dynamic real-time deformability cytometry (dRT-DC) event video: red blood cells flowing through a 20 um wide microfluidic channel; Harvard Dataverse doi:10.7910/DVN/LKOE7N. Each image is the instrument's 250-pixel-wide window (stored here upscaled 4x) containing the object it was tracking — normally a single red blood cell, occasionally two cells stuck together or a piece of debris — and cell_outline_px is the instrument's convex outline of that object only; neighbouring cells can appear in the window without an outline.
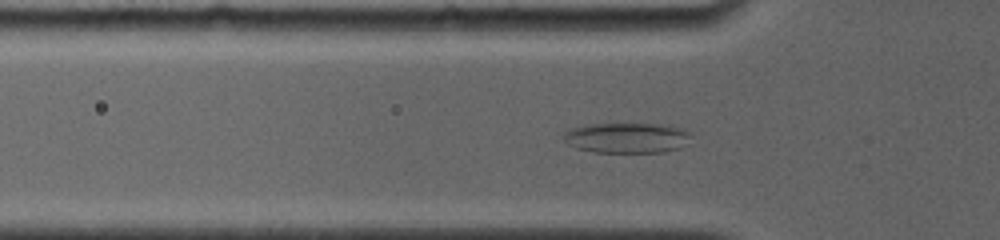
{"species": "common noctule bat (a hibernating species)", "species_latin": "Nyctalus noctula", "temperature_condition": "room temperature", "stored_images_in_passage": 26, "camera_frame_rate_fps": 4000, "um_per_image_px": 0.085, "animal": {"sex": "female", "body_mass_g": 19.0, "forearm_length_mm": 56.7}, "frame": {"image": 1, "passage_image": 11, "time_ms": 4.75, "image_size_px": [1000, 240], "cell_outline_px": [[692, 136], [688, 144], [680, 148], [660, 152], [592, 152], [576, 148], [568, 144], [564, 140], [564, 132], [568, 128], [584, 124], [660, 124], [684, 128]], "centroid_in_image_um": [53.28, 11.71], "position_along_channel_um": 72.5, "area_um2": 22.83}}
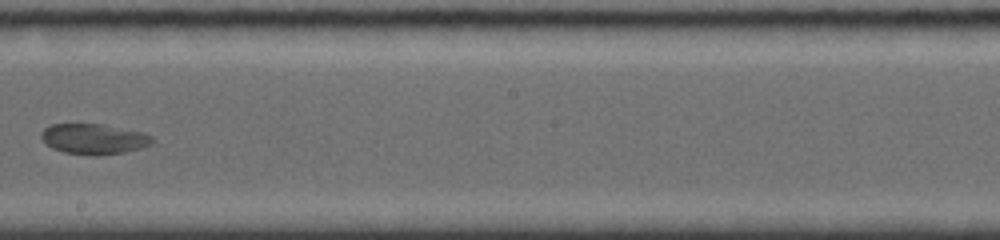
{"frame": {"image": 2, "passage_image": 17, "time_ms": 9.25, "image_size_px": [1000, 240], "cell_outline_px": [[156, 140], [152, 144], [140, 148], [124, 152], [100, 156], [88, 156], [64, 152], [52, 148], [40, 136], [40, 132], [44, 128], [52, 124], [104, 124], [144, 132], [152, 136]], "centroid_in_image_um": [8.01, 11.81], "position_along_channel_um": 240.2, "area_um2": 20.0}}
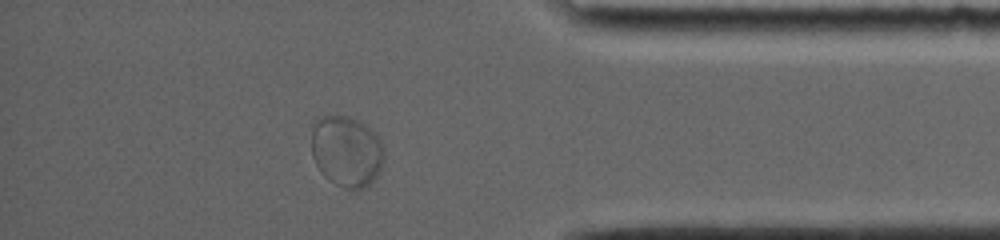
{"frame": {"image": 3, "passage_image": 24, "time_ms": 14.0, "image_size_px": [1000, 240], "cell_outline_px": [[384, 156], [380, 172], [364, 188], [356, 192], [344, 188], [328, 180], [320, 172], [312, 156], [312, 128], [316, 120], [324, 116], [348, 116], [364, 124], [380, 140], [384, 148]], "centroid_in_image_um": [29.45, 12.9], "position_along_channel_um": 405.7, "area_um2": 30.11}}